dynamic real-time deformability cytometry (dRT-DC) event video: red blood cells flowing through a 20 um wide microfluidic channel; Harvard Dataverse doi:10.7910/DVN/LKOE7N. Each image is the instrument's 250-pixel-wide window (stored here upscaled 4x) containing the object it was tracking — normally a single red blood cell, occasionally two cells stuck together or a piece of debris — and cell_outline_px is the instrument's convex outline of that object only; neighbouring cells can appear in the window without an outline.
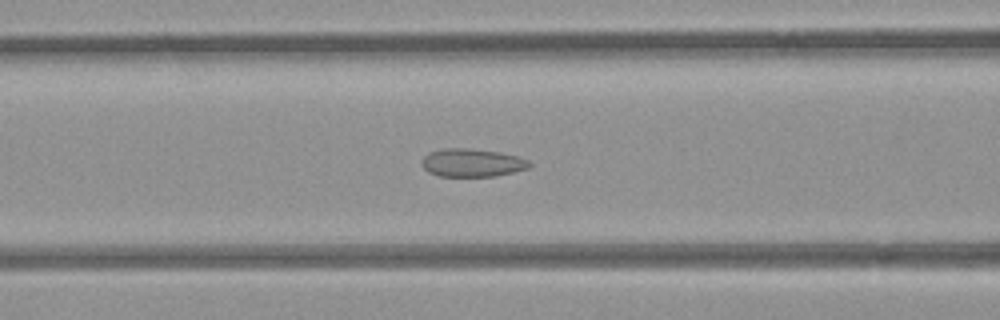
{"species": "common noctule bat (a hibernating species)", "species_latin": "Nyctalus noctula", "temperature_condition": "room temperature", "stored_images_in_passage": 55, "camera_frame_rate_fps": 3000, "um_per_image_px": 0.085, "animal": {"sex": "female", "body_mass_g": 21.9}, "frame": {"image": 1, "passage_image": 22, "time_ms": 7.0, "image_size_px": [1000, 320], "cell_outline_px": [[532, 164], [528, 168], [496, 176], [440, 176], [428, 172], [420, 164], [424, 156], [428, 152], [444, 148], [468, 148], [496, 152], [516, 156], [528, 160]], "centroid_in_image_um": [40.08, 13.83], "position_along_channel_um": 126.5, "area_um2": 17.51}}
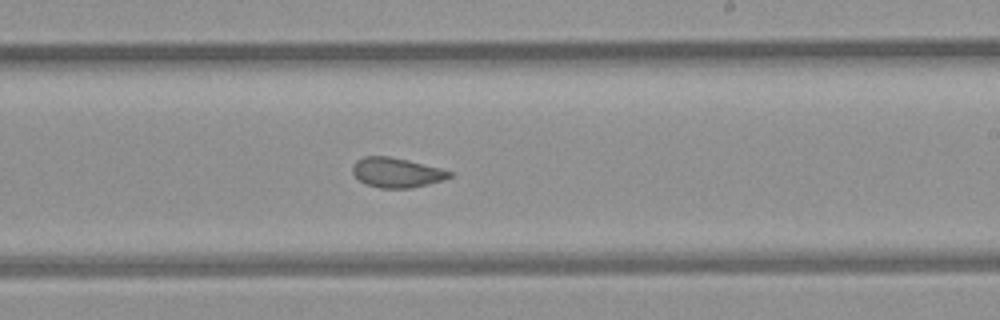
{"frame": {"image": 2, "passage_image": 32, "time_ms": 10.333, "image_size_px": [1000, 320], "cell_outline_px": [[452, 176], [444, 180], [412, 188], [380, 188], [368, 184], [360, 180], [352, 172], [352, 164], [356, 160], [364, 156], [388, 156], [408, 160], [440, 168], [452, 172]], "centroid_in_image_um": [33.71, 14.66], "position_along_channel_um": 255.3, "area_um2": 16.76}}
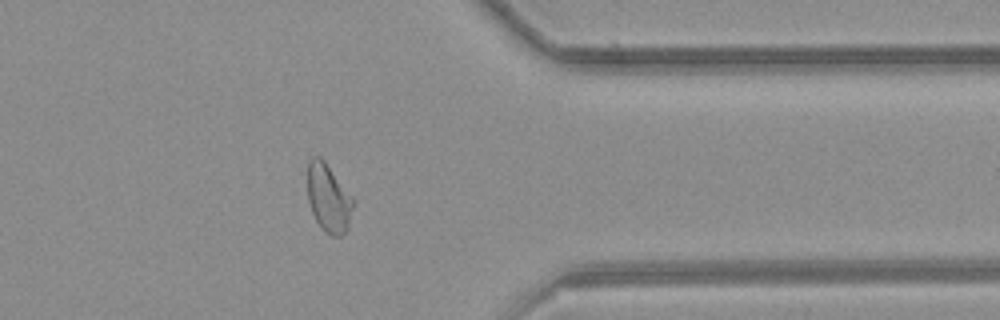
{"frame": {"image": 3, "passage_image": 43, "time_ms": 14.0, "image_size_px": [1000, 320], "cell_outline_px": [[356, 204], [348, 228], [340, 236], [332, 236], [324, 232], [320, 228], [312, 212], [308, 200], [308, 160], [312, 156], [320, 156], [324, 160], [356, 200]], "centroid_in_image_um": [27.96, 16.85], "position_along_channel_um": 383.4, "area_um2": 18.61}, "authors_computed_cell_mechanics": {"area_um2": 18.785, "velocity_mm_per_s": 3.8674, "shape_relaxation_time_tau1_ms": null, "shape_relaxation_time_tau2_ms": 1.1457, "deformation_change_tau1": null, "deformation_change_tau2": 0.0729}}